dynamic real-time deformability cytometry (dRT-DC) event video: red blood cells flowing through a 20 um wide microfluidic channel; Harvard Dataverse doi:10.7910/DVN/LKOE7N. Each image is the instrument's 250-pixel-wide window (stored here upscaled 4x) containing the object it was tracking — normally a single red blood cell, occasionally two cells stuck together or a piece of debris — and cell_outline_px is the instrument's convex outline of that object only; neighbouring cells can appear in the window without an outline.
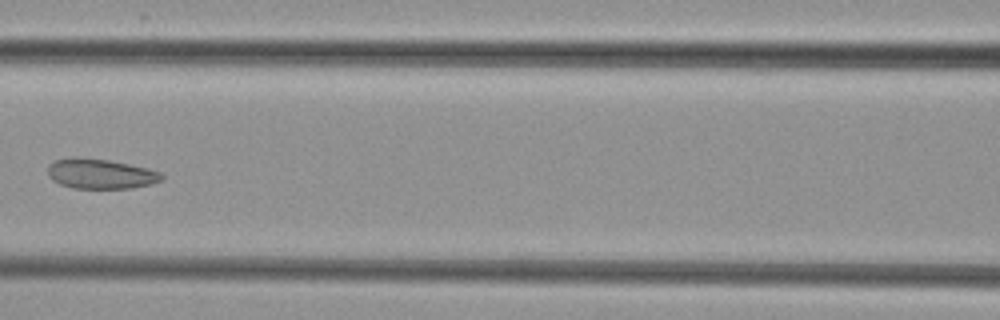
{"species": "common noctule bat (a hibernating species)", "species_latin": "Nyctalus noctula", "temperature_condition": "cold", "stored_images_in_passage": 8, "camera_frame_rate_fps": 3000, "um_per_image_px": 0.085, "animal": {"sex": "female", "body_mass_g": 29.2, "forearm_length_mm": 56.3}, "frame": {"image": 1, "passage_image": 8, "time_ms": 8.333, "image_size_px": [1000, 320], "cell_outline_px": [[164, 180], [152, 184], [132, 188], [72, 188], [60, 184], [52, 180], [48, 176], [48, 164], [56, 160], [72, 156], [76, 156], [108, 160], [148, 168], [160, 172], [164, 176]], "centroid_in_image_um": [8.54, 14.77], "position_along_channel_um": 158.1, "area_um2": 20.11}}